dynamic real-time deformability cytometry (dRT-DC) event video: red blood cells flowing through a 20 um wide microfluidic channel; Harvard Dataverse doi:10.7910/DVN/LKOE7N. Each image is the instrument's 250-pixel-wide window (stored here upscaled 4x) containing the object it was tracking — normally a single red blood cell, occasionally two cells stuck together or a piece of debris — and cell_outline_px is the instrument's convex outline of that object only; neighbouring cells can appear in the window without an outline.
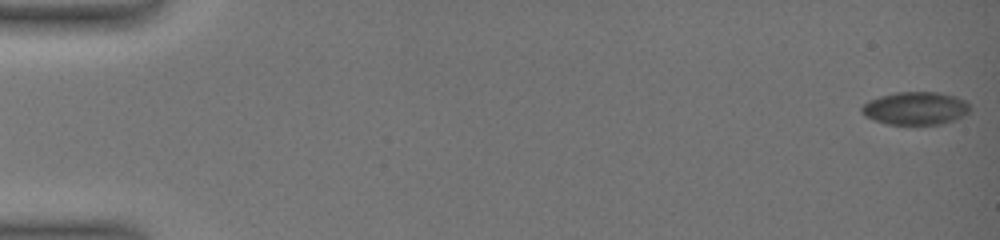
{"species": "common noctule bat (a hibernating species)", "species_latin": "Nyctalus noctula", "temperature_condition": "warm", "stored_images_in_passage": 20, "camera_frame_rate_fps": 3000, "um_per_image_px": 0.085, "animal": {"sex": "female", "body_mass_g": 19.0, "forearm_length_mm": 51.5}, "frame": {"image": 1, "passage_image": 1, "time_ms": 0.0, "image_size_px": [1000, 240], "cell_outline_px": [[968, 112], [956, 120], [940, 124], [888, 124], [864, 116], [860, 112], [860, 108], [868, 100], [880, 96], [896, 92], [940, 92], [956, 96], [964, 100], [968, 104]], "centroid_in_image_um": [77.79, 9.2], "position_along_channel_um": 7.2, "area_um2": 20.75}}
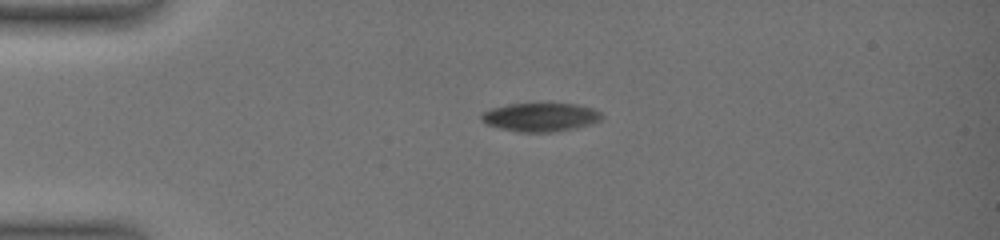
{"frame": {"image": 2, "passage_image": 14, "time_ms": 4.667, "image_size_px": [1000, 240], "cell_outline_px": [[604, 116], [600, 120], [576, 128], [552, 132], [516, 132], [500, 128], [488, 124], [480, 120], [480, 116], [484, 112], [492, 108], [508, 104], [576, 104], [592, 108], [600, 112]], "centroid_in_image_um": [45.93, 9.96], "position_along_channel_um": 39.1, "area_um2": 19.88}}